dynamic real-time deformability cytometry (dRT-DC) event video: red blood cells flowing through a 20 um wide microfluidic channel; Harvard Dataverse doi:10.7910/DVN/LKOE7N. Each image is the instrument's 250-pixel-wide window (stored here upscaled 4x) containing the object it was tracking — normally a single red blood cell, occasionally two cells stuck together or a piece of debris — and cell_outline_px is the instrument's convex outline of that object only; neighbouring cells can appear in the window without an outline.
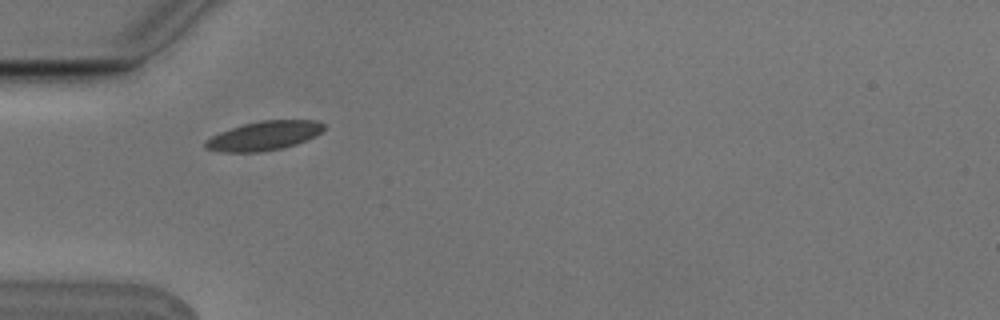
{"species": "Egyptian fruit bat (a non-hibernating species)", "species_latin": "Rousettus aegyptiacus", "temperature_condition": "cold", "stored_images_in_passage": 1, "camera_frame_rate_fps": 3000, "um_per_image_px": 0.085, "animal": {"sex": "male"}, "frame": {"image": 1, "passage_image": 1, "time_ms": 0.0, "image_size_px": [1000, 320], "cell_outline_px": [[324, 128], [316, 136], [296, 144], [284, 148], [260, 152], [220, 152], [204, 148], [204, 140], [220, 132], [244, 124], [260, 120], [316, 120], [324, 124]], "centroid_in_image_um": [22.42, 11.55], "position_along_channel_um": 62.6, "area_um2": 20.17}}